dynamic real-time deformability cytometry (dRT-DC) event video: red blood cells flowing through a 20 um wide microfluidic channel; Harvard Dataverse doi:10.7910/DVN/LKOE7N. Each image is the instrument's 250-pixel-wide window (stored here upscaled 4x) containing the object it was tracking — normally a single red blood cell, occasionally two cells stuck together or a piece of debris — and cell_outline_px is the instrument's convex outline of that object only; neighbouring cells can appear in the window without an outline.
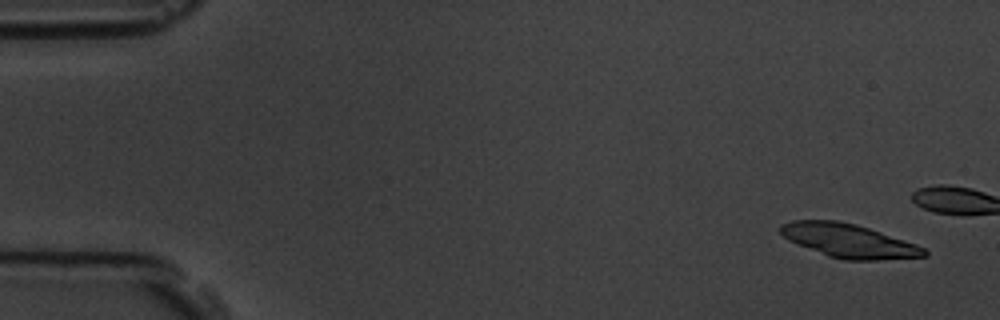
{"species": "common noctule bat (a hibernating species)", "species_latin": "Nyctalus noctula", "temperature_condition": "room temperature", "stored_images_in_passage": 5, "camera_frame_rate_fps": 3000, "um_per_image_px": 0.085, "animal": {"sex": "male", "body_mass_g": 19.5, "forearm_length_mm": 54.6}, "frame": {"image": 1, "passage_image": 1, "time_ms": 0.0, "image_size_px": [1000, 320], "cell_outline_px": [[928, 256], [876, 260], [844, 260], [828, 256], [796, 244], [788, 240], [780, 232], [780, 224], [792, 220], [836, 220], [856, 224], [916, 244], [924, 248], [928, 252]], "centroid_in_image_um": [72.12, 20.46], "position_along_channel_um": 12.9, "area_um2": 28.15}}
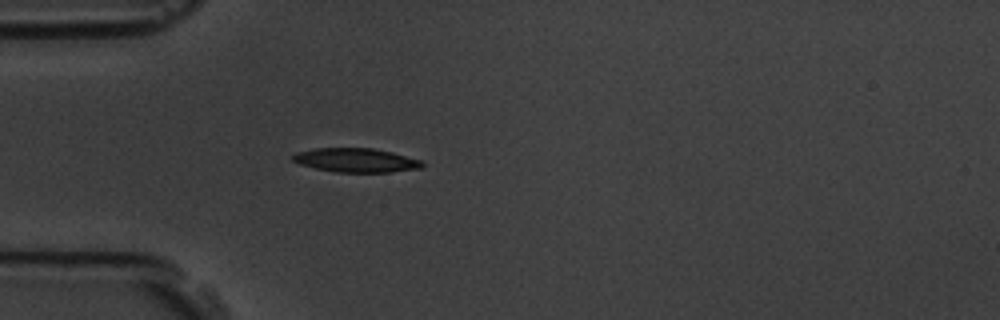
{"frame": {"image": 2, "passage_image": 5, "time_ms": 5.667, "image_size_px": [1000, 320], "cell_outline_px": [[424, 164], [420, 168], [392, 172], [336, 172], [316, 168], [300, 164], [292, 160], [292, 156], [296, 152], [312, 148], [372, 148], [392, 152], [424, 160]], "centroid_in_image_um": [30.28, 13.61], "position_along_channel_um": 54.7, "area_um2": 18.21}}